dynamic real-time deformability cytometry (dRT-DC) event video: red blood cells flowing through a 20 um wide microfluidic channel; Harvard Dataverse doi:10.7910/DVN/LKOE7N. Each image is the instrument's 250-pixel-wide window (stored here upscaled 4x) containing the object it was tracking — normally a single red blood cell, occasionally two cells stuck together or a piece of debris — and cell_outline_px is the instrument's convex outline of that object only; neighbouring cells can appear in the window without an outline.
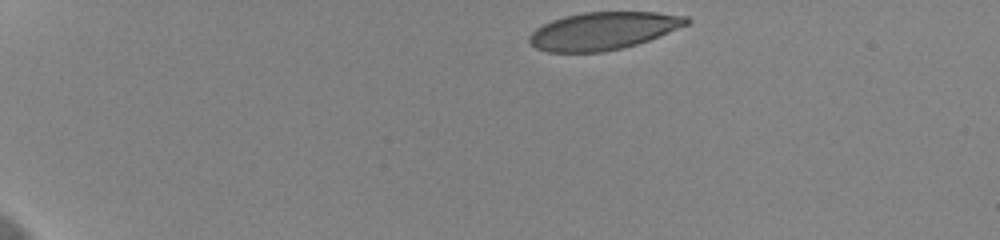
{"species": "human", "species_latin": "Homo sapiens", "temperature_condition": "cold", "stored_images_in_passage": 9, "camera_frame_rate_fps": 3000, "um_per_image_px": 0.085, "donor": {"sex": "female"}, "frame": {"image": 1, "passage_image": 1, "time_ms": 0.0, "image_size_px": [1000, 240], "cell_outline_px": [[692, 20], [688, 24], [648, 40], [636, 44], [604, 52], [548, 52], [536, 48], [528, 40], [528, 36], [536, 28], [552, 20], [564, 16], [584, 12], [656, 12], [688, 16]], "centroid_in_image_um": [51.26, 2.62], "position_along_channel_um": 33.7, "area_um2": 34.33}}